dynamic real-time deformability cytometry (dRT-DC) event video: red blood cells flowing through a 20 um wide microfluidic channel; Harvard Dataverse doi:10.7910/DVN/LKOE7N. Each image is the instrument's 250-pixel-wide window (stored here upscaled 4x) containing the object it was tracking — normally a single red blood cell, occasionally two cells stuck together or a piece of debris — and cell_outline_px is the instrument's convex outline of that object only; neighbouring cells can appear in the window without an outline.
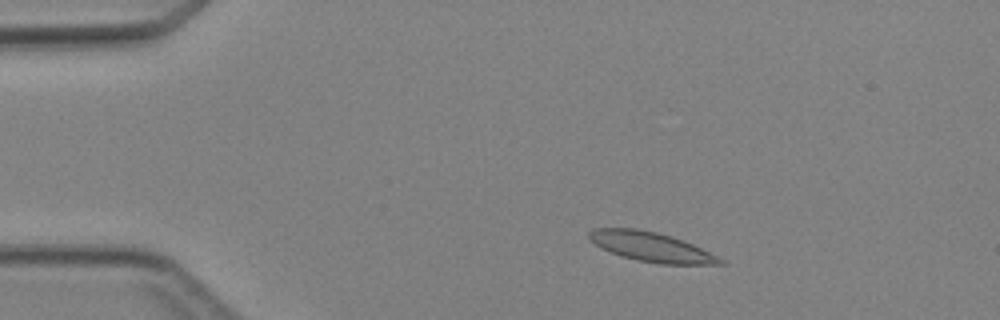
{"species": "Egyptian fruit bat (a non-hibernating species)", "species_latin": "Rousettus aegyptiacus", "temperature_condition": "cold", "stored_images_in_passage": 3, "camera_frame_rate_fps": 3000, "um_per_image_px": 0.085, "animal": {"sex": "female"}, "frame": {"image": 1, "passage_image": 1, "time_ms": 0.0, "image_size_px": [1000, 320], "cell_outline_px": [[728, 264], [660, 264], [636, 260], [620, 256], [588, 240], [588, 232], [592, 228], [636, 228], [656, 232], [672, 236], [684, 240], [724, 260]], "centroid_in_image_um": [55.33, 20.98], "position_along_channel_um": 29.7, "area_um2": 22.43}}